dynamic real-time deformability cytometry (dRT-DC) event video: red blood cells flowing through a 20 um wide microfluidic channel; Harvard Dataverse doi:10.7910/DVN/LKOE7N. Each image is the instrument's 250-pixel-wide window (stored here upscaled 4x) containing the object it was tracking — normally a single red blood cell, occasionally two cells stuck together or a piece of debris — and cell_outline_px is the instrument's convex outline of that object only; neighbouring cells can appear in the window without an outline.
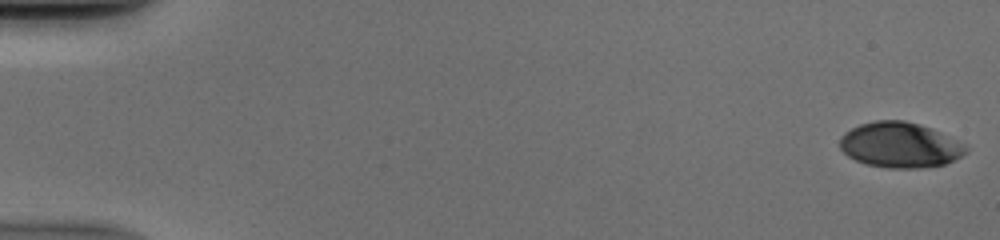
{"species": "human", "species_latin": "Homo sapiens", "temperature_condition": "cold", "stored_images_in_passage": 52, "camera_frame_rate_fps": 3000, "um_per_image_px": 0.085, "donor": {"sex": "male"}, "frame": {"image": 1, "passage_image": 1, "time_ms": 0.0, "image_size_px": [1000, 240], "cell_outline_px": [[968, 152], [944, 164], [920, 168], [888, 168], [864, 164], [848, 156], [840, 148], [840, 136], [844, 132], [860, 124], [876, 120], [904, 120], [920, 124], [932, 128], [964, 144], [968, 148]], "centroid_in_image_um": [76.48, 12.32], "position_along_channel_um": 8.5, "area_um2": 33.35}}
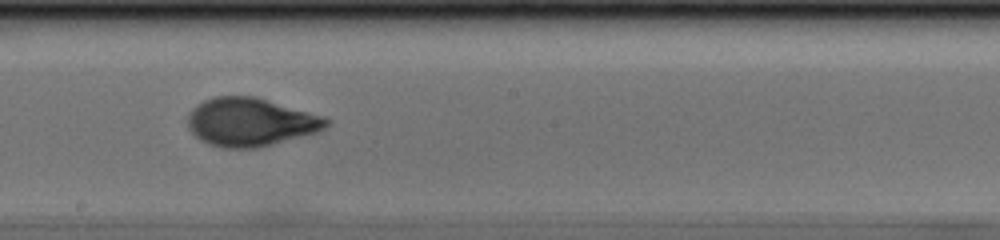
{"frame": {"image": 2, "passage_image": 30, "time_ms": 9.667, "image_size_px": [1000, 240], "cell_outline_px": [[332, 120], [320, 132], [256, 148], [220, 148], [208, 144], [200, 140], [188, 128], [188, 112], [196, 104], [204, 100], [216, 96], [256, 96], [324, 116]], "centroid_in_image_um": [21.29, 10.37], "position_along_channel_um": 226.9, "area_um2": 39.36}}
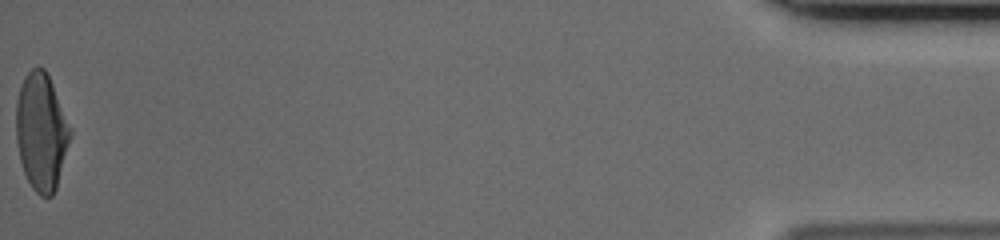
{"frame": {"image": 3, "passage_image": 52, "time_ms": 17.0, "image_size_px": [1000, 240], "cell_outline_px": [[72, 132], [56, 188], [52, 196], [40, 196], [32, 188], [24, 172], [20, 160], [16, 140], [16, 100], [24, 76], [36, 64], [44, 68], [52, 84], [72, 128]], "centroid_in_image_um": [3.51, 11.18], "position_along_channel_um": 431.7, "area_um2": 36.99}}